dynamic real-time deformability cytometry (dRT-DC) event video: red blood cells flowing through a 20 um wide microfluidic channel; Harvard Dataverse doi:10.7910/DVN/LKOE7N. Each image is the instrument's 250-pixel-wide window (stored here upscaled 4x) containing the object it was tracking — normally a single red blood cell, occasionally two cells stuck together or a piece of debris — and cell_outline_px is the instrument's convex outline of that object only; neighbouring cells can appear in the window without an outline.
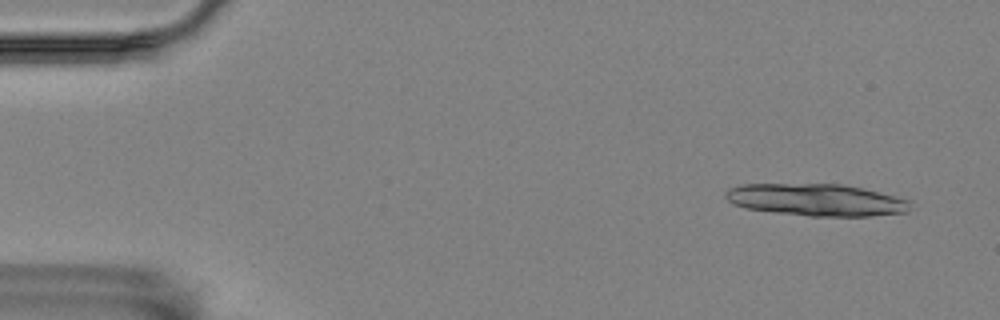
{"species": "Egyptian fruit bat (a non-hibernating species)", "species_latin": "Rousettus aegyptiacus", "temperature_condition": "room temperature", "stored_images_in_passage": 6, "camera_frame_rate_fps": 3000, "um_per_image_px": 0.085, "animal": {"sex": "female"}, "frame": {"image": 1, "passage_image": 1, "time_ms": 0.0, "image_size_px": [1000, 320], "cell_outline_px": [[908, 212], [872, 216], [808, 216], [744, 208], [728, 200], [724, 196], [724, 192], [728, 188], [744, 184], [840, 184], [860, 188], [908, 200]], "centroid_in_image_um": [69.32, 16.99], "position_along_channel_um": 15.7, "area_um2": 34.1}}